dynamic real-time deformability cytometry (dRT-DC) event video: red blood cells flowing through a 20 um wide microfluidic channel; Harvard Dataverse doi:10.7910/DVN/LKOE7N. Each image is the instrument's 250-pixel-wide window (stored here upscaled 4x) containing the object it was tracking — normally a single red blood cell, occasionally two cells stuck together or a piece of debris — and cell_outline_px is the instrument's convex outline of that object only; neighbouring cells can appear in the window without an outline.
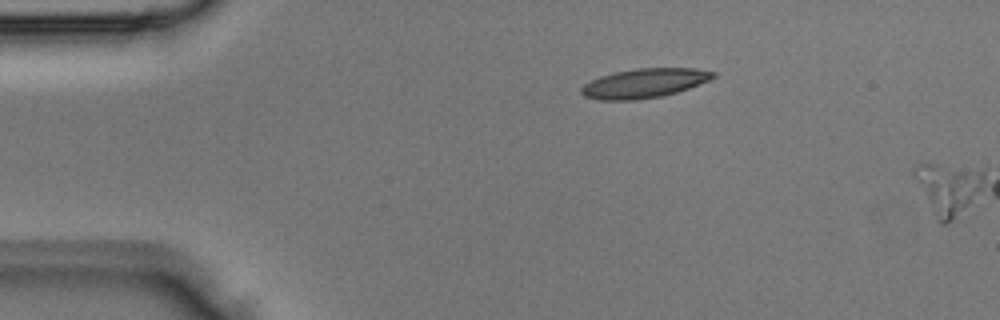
{"species": "Egyptian fruit bat (a non-hibernating species)", "species_latin": "Rousettus aegyptiacus", "temperature_condition": "room temperature", "stored_images_in_passage": 3, "camera_frame_rate_fps": 3000, "um_per_image_px": 0.085, "animal": {"sex": "male"}, "frame": {"image": 1, "passage_image": 3, "time_ms": 0.667, "image_size_px": [1000, 320], "cell_outline_px": [[716, 76], [708, 80], [688, 88], [676, 92], [660, 96], [636, 100], [600, 100], [584, 96], [580, 92], [580, 88], [584, 84], [600, 76], [616, 72], [636, 68], [696, 68], [716, 72]], "centroid_in_image_um": [54.74, 7.07], "position_along_channel_um": 30.3, "area_um2": 22.37}}